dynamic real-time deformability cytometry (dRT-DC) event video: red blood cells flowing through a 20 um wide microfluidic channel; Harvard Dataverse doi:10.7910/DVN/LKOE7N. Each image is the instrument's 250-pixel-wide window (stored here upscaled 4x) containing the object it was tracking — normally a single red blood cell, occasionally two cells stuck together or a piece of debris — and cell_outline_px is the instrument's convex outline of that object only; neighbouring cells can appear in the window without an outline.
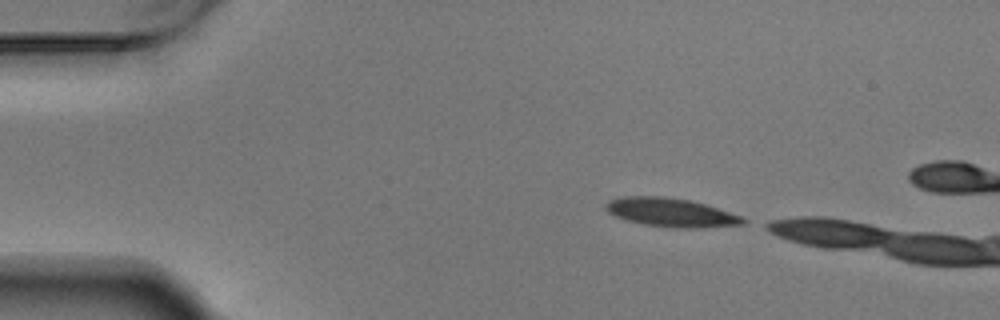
{"species": "Egyptian fruit bat (a non-hibernating species)", "species_latin": "Rousettus aegyptiacus", "temperature_condition": "warm", "stored_images_in_passage": 11, "camera_frame_rate_fps": 3000, "um_per_image_px": 0.085, "animal": {"sex": "male"}, "frame": {"image": 1, "passage_image": 1, "time_ms": 0.0, "image_size_px": [1000, 320], "cell_outline_px": [[748, 220], [744, 224], [692, 228], [676, 228], [644, 224], [628, 220], [616, 216], [608, 212], [604, 204], [608, 200], [624, 196], [664, 196], [692, 200], [740, 216]], "centroid_in_image_um": [57.0, 18.05], "position_along_channel_um": 28.0, "area_um2": 22.72}}